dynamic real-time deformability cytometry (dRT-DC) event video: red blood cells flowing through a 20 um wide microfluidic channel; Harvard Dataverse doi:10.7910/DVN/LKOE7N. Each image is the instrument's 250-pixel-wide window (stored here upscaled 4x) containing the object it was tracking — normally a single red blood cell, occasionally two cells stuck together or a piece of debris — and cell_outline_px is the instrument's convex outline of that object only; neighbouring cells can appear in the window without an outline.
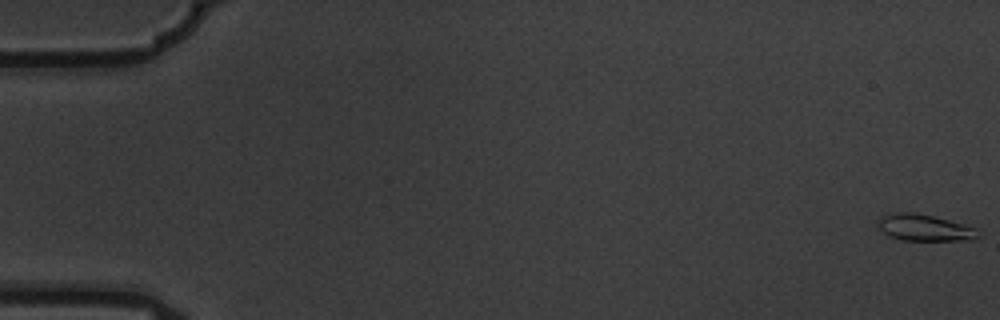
{"species": "common noctule bat (a hibernating species)", "species_latin": "Nyctalus noctula", "temperature_condition": "warm", "stored_images_in_passage": 5, "camera_frame_rate_fps": 3000, "um_per_image_px": 0.085, "animal": {"sex": "male", "body_mass_g": 19.5, "forearm_length_mm": 54.6}, "frame": {"image": 1, "passage_image": 1, "time_ms": 0.0, "image_size_px": [1000, 320], "cell_outline_px": [[980, 236], [972, 240], [900, 240], [888, 236], [876, 224], [884, 216], [896, 212], [912, 212], [932, 216], [964, 224], [976, 228]], "centroid_in_image_um": [78.6, 19.37], "position_along_channel_um": 6.4, "area_um2": 15.32}}